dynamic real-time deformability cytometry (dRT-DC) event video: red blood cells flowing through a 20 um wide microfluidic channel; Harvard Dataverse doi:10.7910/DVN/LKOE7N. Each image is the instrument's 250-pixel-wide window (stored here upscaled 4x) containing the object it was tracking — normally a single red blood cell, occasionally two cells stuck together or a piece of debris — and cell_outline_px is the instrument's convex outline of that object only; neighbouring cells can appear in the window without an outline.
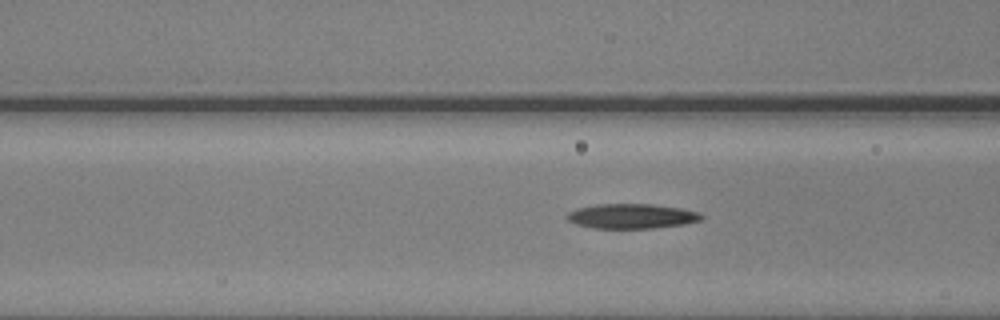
{"species": "common noctule bat (a hibernating species)", "species_latin": "Nyctalus noctula", "temperature_condition": "warm", "stored_images_in_passage": 40, "camera_frame_rate_fps": 3000, "um_per_image_px": 0.085, "animal": {"sex": "male", "body_mass_g": 20.5, "forearm_length_mm": 52.5}, "frame": {"image": 1, "passage_image": 17, "time_ms": 5.333, "image_size_px": [1000, 320], "cell_outline_px": [[704, 216], [700, 220], [684, 224], [656, 228], [592, 228], [576, 224], [568, 220], [564, 216], [568, 212], [576, 208], [596, 204], [652, 204], [684, 208], [700, 212]], "centroid_in_image_um": [53.69, 18.37], "position_along_channel_um": 112.9, "area_um2": 19.65}}
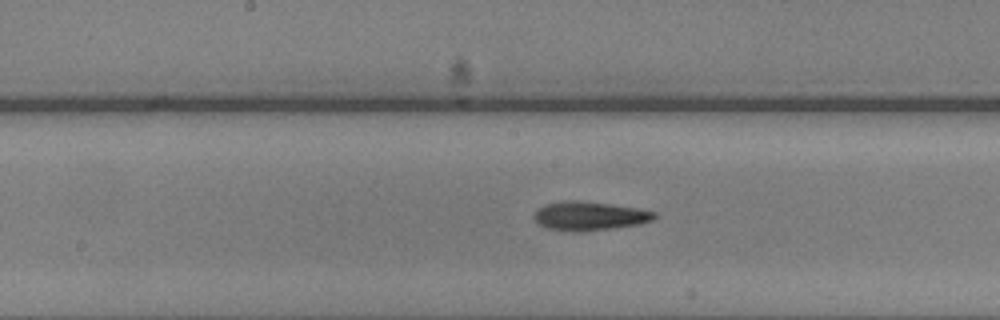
{"frame": {"image": 2, "passage_image": 24, "time_ms": 7.667, "image_size_px": [1000, 320], "cell_outline_px": [[656, 216], [652, 220], [640, 224], [580, 232], [572, 232], [548, 228], [540, 224], [536, 220], [536, 212], [544, 204], [564, 200], [580, 200], [640, 208], [656, 212]], "centroid_in_image_um": [50.14, 18.35], "position_along_channel_um": 198.1, "area_um2": 20.11}}
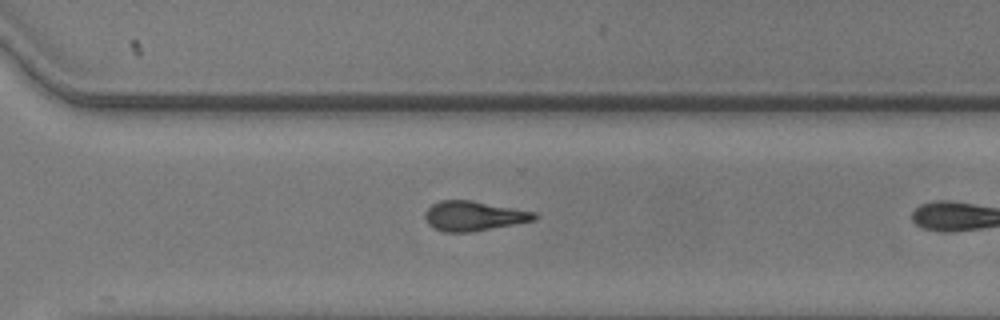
{"frame": {"image": 3, "passage_image": 35, "time_ms": 11.333, "image_size_px": [1000, 320], "cell_outline_px": [[536, 220], [472, 232], [444, 232], [428, 224], [424, 216], [424, 212], [432, 204], [440, 200], [472, 200], [536, 212]], "centroid_in_image_um": [40.25, 18.35], "position_along_channel_um": 330.3, "area_um2": 18.96}}